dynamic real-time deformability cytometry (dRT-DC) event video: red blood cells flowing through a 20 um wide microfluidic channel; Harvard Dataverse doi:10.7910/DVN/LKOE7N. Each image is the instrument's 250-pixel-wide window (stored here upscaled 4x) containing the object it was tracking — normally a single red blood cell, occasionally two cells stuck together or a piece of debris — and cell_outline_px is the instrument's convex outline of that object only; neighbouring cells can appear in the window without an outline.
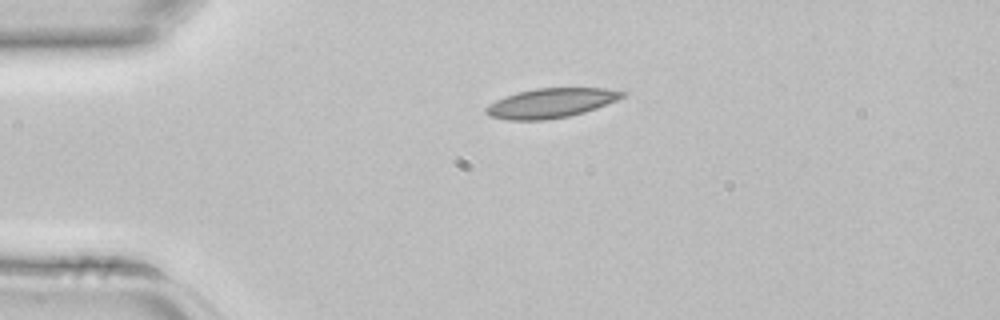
{"species": "common noctule bat (a hibernating species)", "species_latin": "Nyctalus noctula", "temperature_condition": "room temperature", "stored_images_in_passage": 2, "camera_frame_rate_fps": 3000, "um_per_image_px": 0.085, "animal": {"sex": "female", "body_mass_g": 22.7, "forearm_length_mm": 54.2}, "frame": {"image": 1, "passage_image": 1, "time_ms": 0.0, "image_size_px": [1000, 320], "cell_outline_px": [[628, 92], [624, 96], [616, 100], [596, 108], [584, 112], [568, 116], [544, 120], [508, 120], [488, 116], [484, 112], [484, 108], [488, 104], [504, 96], [516, 92], [536, 88], [608, 88]], "centroid_in_image_um": [46.79, 8.75], "position_along_channel_um": 38.2, "area_um2": 23.58}}